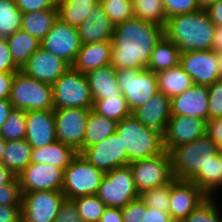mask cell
Masks as SVG:
<instances>
[{
  "label": "cell",
  "mask_w": 222,
  "mask_h": 222,
  "mask_svg": "<svg viewBox=\"0 0 222 222\" xmlns=\"http://www.w3.org/2000/svg\"><path fill=\"white\" fill-rule=\"evenodd\" d=\"M164 35V27L132 17L114 27L111 65L121 68L147 69L151 53Z\"/></svg>",
  "instance_id": "6da1fadb"
},
{
  "label": "cell",
  "mask_w": 222,
  "mask_h": 222,
  "mask_svg": "<svg viewBox=\"0 0 222 222\" xmlns=\"http://www.w3.org/2000/svg\"><path fill=\"white\" fill-rule=\"evenodd\" d=\"M215 27L207 11L200 9L168 18L164 35L179 48L182 55L195 50H211Z\"/></svg>",
  "instance_id": "7a4b0ae2"
},
{
  "label": "cell",
  "mask_w": 222,
  "mask_h": 222,
  "mask_svg": "<svg viewBox=\"0 0 222 222\" xmlns=\"http://www.w3.org/2000/svg\"><path fill=\"white\" fill-rule=\"evenodd\" d=\"M116 133L122 139L123 150H127V165L164 151L163 135L144 126L132 114L117 123Z\"/></svg>",
  "instance_id": "3957f363"
},
{
  "label": "cell",
  "mask_w": 222,
  "mask_h": 222,
  "mask_svg": "<svg viewBox=\"0 0 222 222\" xmlns=\"http://www.w3.org/2000/svg\"><path fill=\"white\" fill-rule=\"evenodd\" d=\"M219 147L205 134L193 142L174 147L170 152L174 179L191 180L215 160Z\"/></svg>",
  "instance_id": "277c9868"
},
{
  "label": "cell",
  "mask_w": 222,
  "mask_h": 222,
  "mask_svg": "<svg viewBox=\"0 0 222 222\" xmlns=\"http://www.w3.org/2000/svg\"><path fill=\"white\" fill-rule=\"evenodd\" d=\"M9 101L13 109L54 110L53 86L27 76L19 70L15 72L11 83Z\"/></svg>",
  "instance_id": "5b68a950"
},
{
  "label": "cell",
  "mask_w": 222,
  "mask_h": 222,
  "mask_svg": "<svg viewBox=\"0 0 222 222\" xmlns=\"http://www.w3.org/2000/svg\"><path fill=\"white\" fill-rule=\"evenodd\" d=\"M52 86L54 109L93 108L86 75L72 66Z\"/></svg>",
  "instance_id": "8992f818"
},
{
  "label": "cell",
  "mask_w": 222,
  "mask_h": 222,
  "mask_svg": "<svg viewBox=\"0 0 222 222\" xmlns=\"http://www.w3.org/2000/svg\"><path fill=\"white\" fill-rule=\"evenodd\" d=\"M104 175L103 171L94 167L78 153L64 170L61 191L67 200L96 195Z\"/></svg>",
  "instance_id": "52a82bcc"
},
{
  "label": "cell",
  "mask_w": 222,
  "mask_h": 222,
  "mask_svg": "<svg viewBox=\"0 0 222 222\" xmlns=\"http://www.w3.org/2000/svg\"><path fill=\"white\" fill-rule=\"evenodd\" d=\"M118 87L131 112L158 93L156 74L148 69H117Z\"/></svg>",
  "instance_id": "ba28073f"
},
{
  "label": "cell",
  "mask_w": 222,
  "mask_h": 222,
  "mask_svg": "<svg viewBox=\"0 0 222 222\" xmlns=\"http://www.w3.org/2000/svg\"><path fill=\"white\" fill-rule=\"evenodd\" d=\"M108 207L123 208L139 197L130 165L110 170L103 176L97 194Z\"/></svg>",
  "instance_id": "9c48e42d"
},
{
  "label": "cell",
  "mask_w": 222,
  "mask_h": 222,
  "mask_svg": "<svg viewBox=\"0 0 222 222\" xmlns=\"http://www.w3.org/2000/svg\"><path fill=\"white\" fill-rule=\"evenodd\" d=\"M134 184L139 194L164 184H170L172 174L171 156L167 150L147 159L131 162Z\"/></svg>",
  "instance_id": "30bf717a"
},
{
  "label": "cell",
  "mask_w": 222,
  "mask_h": 222,
  "mask_svg": "<svg viewBox=\"0 0 222 222\" xmlns=\"http://www.w3.org/2000/svg\"><path fill=\"white\" fill-rule=\"evenodd\" d=\"M64 200L62 191L22 193V222H54Z\"/></svg>",
  "instance_id": "8fae6325"
},
{
  "label": "cell",
  "mask_w": 222,
  "mask_h": 222,
  "mask_svg": "<svg viewBox=\"0 0 222 222\" xmlns=\"http://www.w3.org/2000/svg\"><path fill=\"white\" fill-rule=\"evenodd\" d=\"M77 27L57 18L49 33L41 41V47L72 66L81 48Z\"/></svg>",
  "instance_id": "7c38bea8"
},
{
  "label": "cell",
  "mask_w": 222,
  "mask_h": 222,
  "mask_svg": "<svg viewBox=\"0 0 222 222\" xmlns=\"http://www.w3.org/2000/svg\"><path fill=\"white\" fill-rule=\"evenodd\" d=\"M85 108L54 109L57 141L83 152V137L89 111Z\"/></svg>",
  "instance_id": "4fadbf2b"
},
{
  "label": "cell",
  "mask_w": 222,
  "mask_h": 222,
  "mask_svg": "<svg viewBox=\"0 0 222 222\" xmlns=\"http://www.w3.org/2000/svg\"><path fill=\"white\" fill-rule=\"evenodd\" d=\"M81 155L104 173L127 165V150H123L122 139L116 131L103 141L87 147Z\"/></svg>",
  "instance_id": "5bb4252c"
},
{
  "label": "cell",
  "mask_w": 222,
  "mask_h": 222,
  "mask_svg": "<svg viewBox=\"0 0 222 222\" xmlns=\"http://www.w3.org/2000/svg\"><path fill=\"white\" fill-rule=\"evenodd\" d=\"M64 170L50 164L30 163L17 176L22 193L61 191Z\"/></svg>",
  "instance_id": "9a60e30c"
},
{
  "label": "cell",
  "mask_w": 222,
  "mask_h": 222,
  "mask_svg": "<svg viewBox=\"0 0 222 222\" xmlns=\"http://www.w3.org/2000/svg\"><path fill=\"white\" fill-rule=\"evenodd\" d=\"M208 196L192 181L174 179L170 183L169 214L182 222Z\"/></svg>",
  "instance_id": "2e32d148"
},
{
  "label": "cell",
  "mask_w": 222,
  "mask_h": 222,
  "mask_svg": "<svg viewBox=\"0 0 222 222\" xmlns=\"http://www.w3.org/2000/svg\"><path fill=\"white\" fill-rule=\"evenodd\" d=\"M205 134V120L192 116L171 115L163 133L164 150L170 152L174 147L193 142Z\"/></svg>",
  "instance_id": "e0dca14e"
},
{
  "label": "cell",
  "mask_w": 222,
  "mask_h": 222,
  "mask_svg": "<svg viewBox=\"0 0 222 222\" xmlns=\"http://www.w3.org/2000/svg\"><path fill=\"white\" fill-rule=\"evenodd\" d=\"M180 66L191 77L193 84L209 86L219 80L215 51L195 50L182 54Z\"/></svg>",
  "instance_id": "ac0fdd59"
},
{
  "label": "cell",
  "mask_w": 222,
  "mask_h": 222,
  "mask_svg": "<svg viewBox=\"0 0 222 222\" xmlns=\"http://www.w3.org/2000/svg\"><path fill=\"white\" fill-rule=\"evenodd\" d=\"M69 67L65 61L40 47L20 70L27 76L52 85Z\"/></svg>",
  "instance_id": "d6986e66"
},
{
  "label": "cell",
  "mask_w": 222,
  "mask_h": 222,
  "mask_svg": "<svg viewBox=\"0 0 222 222\" xmlns=\"http://www.w3.org/2000/svg\"><path fill=\"white\" fill-rule=\"evenodd\" d=\"M25 139L32 148H41L57 141L54 111H26Z\"/></svg>",
  "instance_id": "ffe728a7"
},
{
  "label": "cell",
  "mask_w": 222,
  "mask_h": 222,
  "mask_svg": "<svg viewBox=\"0 0 222 222\" xmlns=\"http://www.w3.org/2000/svg\"><path fill=\"white\" fill-rule=\"evenodd\" d=\"M208 86L193 84L171 98V115H185L208 121Z\"/></svg>",
  "instance_id": "44dd1931"
},
{
  "label": "cell",
  "mask_w": 222,
  "mask_h": 222,
  "mask_svg": "<svg viewBox=\"0 0 222 222\" xmlns=\"http://www.w3.org/2000/svg\"><path fill=\"white\" fill-rule=\"evenodd\" d=\"M132 115L144 126L154 129L163 135L171 117V99L158 92L144 105L134 110Z\"/></svg>",
  "instance_id": "7402d4cb"
},
{
  "label": "cell",
  "mask_w": 222,
  "mask_h": 222,
  "mask_svg": "<svg viewBox=\"0 0 222 222\" xmlns=\"http://www.w3.org/2000/svg\"><path fill=\"white\" fill-rule=\"evenodd\" d=\"M115 25L104 13L100 3L96 4L88 18L77 29L81 44L112 41Z\"/></svg>",
  "instance_id": "603a6c76"
},
{
  "label": "cell",
  "mask_w": 222,
  "mask_h": 222,
  "mask_svg": "<svg viewBox=\"0 0 222 222\" xmlns=\"http://www.w3.org/2000/svg\"><path fill=\"white\" fill-rule=\"evenodd\" d=\"M112 41L90 42L81 45L72 67L86 74L111 64Z\"/></svg>",
  "instance_id": "cb8c5ba5"
},
{
  "label": "cell",
  "mask_w": 222,
  "mask_h": 222,
  "mask_svg": "<svg viewBox=\"0 0 222 222\" xmlns=\"http://www.w3.org/2000/svg\"><path fill=\"white\" fill-rule=\"evenodd\" d=\"M85 75L93 102L122 95L118 87L117 70L111 64L89 71Z\"/></svg>",
  "instance_id": "d4e9b609"
},
{
  "label": "cell",
  "mask_w": 222,
  "mask_h": 222,
  "mask_svg": "<svg viewBox=\"0 0 222 222\" xmlns=\"http://www.w3.org/2000/svg\"><path fill=\"white\" fill-rule=\"evenodd\" d=\"M77 154L73 147L55 141L41 148H33L31 163H47L65 170Z\"/></svg>",
  "instance_id": "484cf974"
},
{
  "label": "cell",
  "mask_w": 222,
  "mask_h": 222,
  "mask_svg": "<svg viewBox=\"0 0 222 222\" xmlns=\"http://www.w3.org/2000/svg\"><path fill=\"white\" fill-rule=\"evenodd\" d=\"M179 48L165 35L157 42L151 53L147 69L158 73L180 65Z\"/></svg>",
  "instance_id": "4316f807"
},
{
  "label": "cell",
  "mask_w": 222,
  "mask_h": 222,
  "mask_svg": "<svg viewBox=\"0 0 222 222\" xmlns=\"http://www.w3.org/2000/svg\"><path fill=\"white\" fill-rule=\"evenodd\" d=\"M6 40L11 58L19 69L41 47V42L37 38L22 29L17 30Z\"/></svg>",
  "instance_id": "83f0119b"
},
{
  "label": "cell",
  "mask_w": 222,
  "mask_h": 222,
  "mask_svg": "<svg viewBox=\"0 0 222 222\" xmlns=\"http://www.w3.org/2000/svg\"><path fill=\"white\" fill-rule=\"evenodd\" d=\"M155 74L158 92L163 93L170 99L182 94L193 85L191 77L180 65Z\"/></svg>",
  "instance_id": "f1b7e54d"
},
{
  "label": "cell",
  "mask_w": 222,
  "mask_h": 222,
  "mask_svg": "<svg viewBox=\"0 0 222 222\" xmlns=\"http://www.w3.org/2000/svg\"><path fill=\"white\" fill-rule=\"evenodd\" d=\"M32 146L26 139L7 141L2 158V165L15 176L31 163Z\"/></svg>",
  "instance_id": "f546056e"
},
{
  "label": "cell",
  "mask_w": 222,
  "mask_h": 222,
  "mask_svg": "<svg viewBox=\"0 0 222 222\" xmlns=\"http://www.w3.org/2000/svg\"><path fill=\"white\" fill-rule=\"evenodd\" d=\"M57 18L58 9L25 12L22 14L21 29L41 42L51 30Z\"/></svg>",
  "instance_id": "4dcf8cb0"
},
{
  "label": "cell",
  "mask_w": 222,
  "mask_h": 222,
  "mask_svg": "<svg viewBox=\"0 0 222 222\" xmlns=\"http://www.w3.org/2000/svg\"><path fill=\"white\" fill-rule=\"evenodd\" d=\"M117 122L97 114L92 109L86 121V130L83 137V151L109 137L116 131Z\"/></svg>",
  "instance_id": "1f68e13d"
},
{
  "label": "cell",
  "mask_w": 222,
  "mask_h": 222,
  "mask_svg": "<svg viewBox=\"0 0 222 222\" xmlns=\"http://www.w3.org/2000/svg\"><path fill=\"white\" fill-rule=\"evenodd\" d=\"M99 0H58V18L62 21L78 27L91 13Z\"/></svg>",
  "instance_id": "d6a6232c"
},
{
  "label": "cell",
  "mask_w": 222,
  "mask_h": 222,
  "mask_svg": "<svg viewBox=\"0 0 222 222\" xmlns=\"http://www.w3.org/2000/svg\"><path fill=\"white\" fill-rule=\"evenodd\" d=\"M190 181L194 182L208 197H218V193H222L218 154L205 170H200Z\"/></svg>",
  "instance_id": "836d02e7"
},
{
  "label": "cell",
  "mask_w": 222,
  "mask_h": 222,
  "mask_svg": "<svg viewBox=\"0 0 222 222\" xmlns=\"http://www.w3.org/2000/svg\"><path fill=\"white\" fill-rule=\"evenodd\" d=\"M134 17L165 27L167 16L162 0H131Z\"/></svg>",
  "instance_id": "e575fe53"
},
{
  "label": "cell",
  "mask_w": 222,
  "mask_h": 222,
  "mask_svg": "<svg viewBox=\"0 0 222 222\" xmlns=\"http://www.w3.org/2000/svg\"><path fill=\"white\" fill-rule=\"evenodd\" d=\"M22 11L15 0H0V37L7 38L21 29Z\"/></svg>",
  "instance_id": "d590c367"
},
{
  "label": "cell",
  "mask_w": 222,
  "mask_h": 222,
  "mask_svg": "<svg viewBox=\"0 0 222 222\" xmlns=\"http://www.w3.org/2000/svg\"><path fill=\"white\" fill-rule=\"evenodd\" d=\"M92 110L117 123L132 114L123 94L119 97H108V99L94 101Z\"/></svg>",
  "instance_id": "8d00e7d4"
},
{
  "label": "cell",
  "mask_w": 222,
  "mask_h": 222,
  "mask_svg": "<svg viewBox=\"0 0 222 222\" xmlns=\"http://www.w3.org/2000/svg\"><path fill=\"white\" fill-rule=\"evenodd\" d=\"M218 199L207 197L182 222H222V203Z\"/></svg>",
  "instance_id": "74e56055"
},
{
  "label": "cell",
  "mask_w": 222,
  "mask_h": 222,
  "mask_svg": "<svg viewBox=\"0 0 222 222\" xmlns=\"http://www.w3.org/2000/svg\"><path fill=\"white\" fill-rule=\"evenodd\" d=\"M26 133V111L13 109L2 125L0 135L6 141L25 139Z\"/></svg>",
  "instance_id": "f35d334b"
},
{
  "label": "cell",
  "mask_w": 222,
  "mask_h": 222,
  "mask_svg": "<svg viewBox=\"0 0 222 222\" xmlns=\"http://www.w3.org/2000/svg\"><path fill=\"white\" fill-rule=\"evenodd\" d=\"M72 201L84 222H99L106 208L97 195L82 196Z\"/></svg>",
  "instance_id": "ab89813d"
},
{
  "label": "cell",
  "mask_w": 222,
  "mask_h": 222,
  "mask_svg": "<svg viewBox=\"0 0 222 222\" xmlns=\"http://www.w3.org/2000/svg\"><path fill=\"white\" fill-rule=\"evenodd\" d=\"M99 3L114 25L134 17L131 0H99Z\"/></svg>",
  "instance_id": "60d3db41"
},
{
  "label": "cell",
  "mask_w": 222,
  "mask_h": 222,
  "mask_svg": "<svg viewBox=\"0 0 222 222\" xmlns=\"http://www.w3.org/2000/svg\"><path fill=\"white\" fill-rule=\"evenodd\" d=\"M146 207L169 213L170 184H164L139 194Z\"/></svg>",
  "instance_id": "b9f144b4"
},
{
  "label": "cell",
  "mask_w": 222,
  "mask_h": 222,
  "mask_svg": "<svg viewBox=\"0 0 222 222\" xmlns=\"http://www.w3.org/2000/svg\"><path fill=\"white\" fill-rule=\"evenodd\" d=\"M208 120L222 118V80L208 86Z\"/></svg>",
  "instance_id": "7bdbcfd3"
},
{
  "label": "cell",
  "mask_w": 222,
  "mask_h": 222,
  "mask_svg": "<svg viewBox=\"0 0 222 222\" xmlns=\"http://www.w3.org/2000/svg\"><path fill=\"white\" fill-rule=\"evenodd\" d=\"M22 192L17 176L9 183L0 185V205L21 206Z\"/></svg>",
  "instance_id": "ee69618b"
},
{
  "label": "cell",
  "mask_w": 222,
  "mask_h": 222,
  "mask_svg": "<svg viewBox=\"0 0 222 222\" xmlns=\"http://www.w3.org/2000/svg\"><path fill=\"white\" fill-rule=\"evenodd\" d=\"M167 18L200 10L197 0H162Z\"/></svg>",
  "instance_id": "f6af8a7d"
},
{
  "label": "cell",
  "mask_w": 222,
  "mask_h": 222,
  "mask_svg": "<svg viewBox=\"0 0 222 222\" xmlns=\"http://www.w3.org/2000/svg\"><path fill=\"white\" fill-rule=\"evenodd\" d=\"M146 205L138 197L121 208L123 222H142L143 213L146 212Z\"/></svg>",
  "instance_id": "bcb514c9"
},
{
  "label": "cell",
  "mask_w": 222,
  "mask_h": 222,
  "mask_svg": "<svg viewBox=\"0 0 222 222\" xmlns=\"http://www.w3.org/2000/svg\"><path fill=\"white\" fill-rule=\"evenodd\" d=\"M57 1L58 0H15V3L22 13H25L57 9Z\"/></svg>",
  "instance_id": "7dc6e473"
},
{
  "label": "cell",
  "mask_w": 222,
  "mask_h": 222,
  "mask_svg": "<svg viewBox=\"0 0 222 222\" xmlns=\"http://www.w3.org/2000/svg\"><path fill=\"white\" fill-rule=\"evenodd\" d=\"M54 222H84L72 200L65 199Z\"/></svg>",
  "instance_id": "c3c4849f"
},
{
  "label": "cell",
  "mask_w": 222,
  "mask_h": 222,
  "mask_svg": "<svg viewBox=\"0 0 222 222\" xmlns=\"http://www.w3.org/2000/svg\"><path fill=\"white\" fill-rule=\"evenodd\" d=\"M19 70L11 58L6 38L0 37V72H17Z\"/></svg>",
  "instance_id": "681fc988"
},
{
  "label": "cell",
  "mask_w": 222,
  "mask_h": 222,
  "mask_svg": "<svg viewBox=\"0 0 222 222\" xmlns=\"http://www.w3.org/2000/svg\"><path fill=\"white\" fill-rule=\"evenodd\" d=\"M206 135L222 148V118L208 120L206 122Z\"/></svg>",
  "instance_id": "f907efd6"
},
{
  "label": "cell",
  "mask_w": 222,
  "mask_h": 222,
  "mask_svg": "<svg viewBox=\"0 0 222 222\" xmlns=\"http://www.w3.org/2000/svg\"><path fill=\"white\" fill-rule=\"evenodd\" d=\"M0 222H22L21 206L0 205Z\"/></svg>",
  "instance_id": "816d5d0a"
},
{
  "label": "cell",
  "mask_w": 222,
  "mask_h": 222,
  "mask_svg": "<svg viewBox=\"0 0 222 222\" xmlns=\"http://www.w3.org/2000/svg\"><path fill=\"white\" fill-rule=\"evenodd\" d=\"M142 217V222H175L169 213L160 211L156 208L147 207Z\"/></svg>",
  "instance_id": "f5cc1de1"
},
{
  "label": "cell",
  "mask_w": 222,
  "mask_h": 222,
  "mask_svg": "<svg viewBox=\"0 0 222 222\" xmlns=\"http://www.w3.org/2000/svg\"><path fill=\"white\" fill-rule=\"evenodd\" d=\"M15 72H0V100L9 99Z\"/></svg>",
  "instance_id": "db71d44e"
},
{
  "label": "cell",
  "mask_w": 222,
  "mask_h": 222,
  "mask_svg": "<svg viewBox=\"0 0 222 222\" xmlns=\"http://www.w3.org/2000/svg\"><path fill=\"white\" fill-rule=\"evenodd\" d=\"M99 222H123L121 208L106 206Z\"/></svg>",
  "instance_id": "11a10c76"
},
{
  "label": "cell",
  "mask_w": 222,
  "mask_h": 222,
  "mask_svg": "<svg viewBox=\"0 0 222 222\" xmlns=\"http://www.w3.org/2000/svg\"><path fill=\"white\" fill-rule=\"evenodd\" d=\"M210 20L215 26L222 27V0L217 1L206 9Z\"/></svg>",
  "instance_id": "9f6ffc18"
},
{
  "label": "cell",
  "mask_w": 222,
  "mask_h": 222,
  "mask_svg": "<svg viewBox=\"0 0 222 222\" xmlns=\"http://www.w3.org/2000/svg\"><path fill=\"white\" fill-rule=\"evenodd\" d=\"M13 110V106L9 99L0 100V130L2 125L6 122L9 113Z\"/></svg>",
  "instance_id": "6f0895ef"
},
{
  "label": "cell",
  "mask_w": 222,
  "mask_h": 222,
  "mask_svg": "<svg viewBox=\"0 0 222 222\" xmlns=\"http://www.w3.org/2000/svg\"><path fill=\"white\" fill-rule=\"evenodd\" d=\"M211 50L215 52H222V27H215Z\"/></svg>",
  "instance_id": "680465c9"
},
{
  "label": "cell",
  "mask_w": 222,
  "mask_h": 222,
  "mask_svg": "<svg viewBox=\"0 0 222 222\" xmlns=\"http://www.w3.org/2000/svg\"><path fill=\"white\" fill-rule=\"evenodd\" d=\"M15 177L10 170L0 164V185L11 182Z\"/></svg>",
  "instance_id": "91938a15"
},
{
  "label": "cell",
  "mask_w": 222,
  "mask_h": 222,
  "mask_svg": "<svg viewBox=\"0 0 222 222\" xmlns=\"http://www.w3.org/2000/svg\"><path fill=\"white\" fill-rule=\"evenodd\" d=\"M219 0H197V3L201 10H206L209 8L212 4L216 3Z\"/></svg>",
  "instance_id": "94428289"
},
{
  "label": "cell",
  "mask_w": 222,
  "mask_h": 222,
  "mask_svg": "<svg viewBox=\"0 0 222 222\" xmlns=\"http://www.w3.org/2000/svg\"><path fill=\"white\" fill-rule=\"evenodd\" d=\"M218 70H219V79L222 80V52H216Z\"/></svg>",
  "instance_id": "6125c7cd"
},
{
  "label": "cell",
  "mask_w": 222,
  "mask_h": 222,
  "mask_svg": "<svg viewBox=\"0 0 222 222\" xmlns=\"http://www.w3.org/2000/svg\"><path fill=\"white\" fill-rule=\"evenodd\" d=\"M6 142L7 141L0 135V164H2V158H3Z\"/></svg>",
  "instance_id": "be15d7a7"
},
{
  "label": "cell",
  "mask_w": 222,
  "mask_h": 222,
  "mask_svg": "<svg viewBox=\"0 0 222 222\" xmlns=\"http://www.w3.org/2000/svg\"><path fill=\"white\" fill-rule=\"evenodd\" d=\"M218 156H219V161H220V176L222 178V148H219Z\"/></svg>",
  "instance_id": "e7e4bbea"
},
{
  "label": "cell",
  "mask_w": 222,
  "mask_h": 222,
  "mask_svg": "<svg viewBox=\"0 0 222 222\" xmlns=\"http://www.w3.org/2000/svg\"><path fill=\"white\" fill-rule=\"evenodd\" d=\"M220 196H221V197H220ZM218 198H219V199L221 198V200H222V193H220V194L218 195ZM221 200H220V203H222Z\"/></svg>",
  "instance_id": "03108f58"
}]
</instances>
